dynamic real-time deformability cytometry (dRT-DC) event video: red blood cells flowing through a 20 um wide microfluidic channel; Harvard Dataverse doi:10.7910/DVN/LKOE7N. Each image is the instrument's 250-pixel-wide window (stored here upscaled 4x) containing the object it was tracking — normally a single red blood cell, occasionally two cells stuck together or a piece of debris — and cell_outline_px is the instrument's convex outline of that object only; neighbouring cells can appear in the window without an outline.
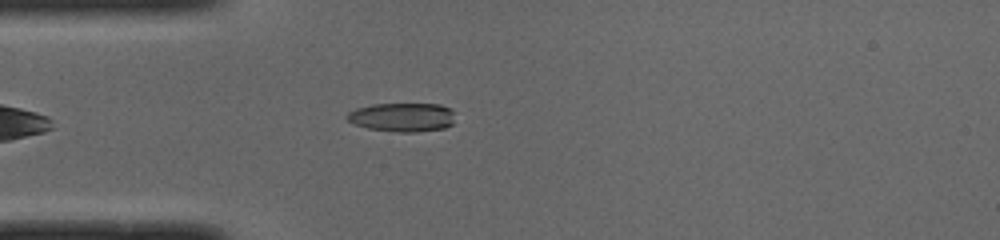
{"species": "common noctule bat (a hibernating species)", "species_latin": "Nyctalus noctula", "temperature_condition": "cold", "stored_images_in_passage": 34, "camera_frame_rate_fps": 3000, "um_per_image_px": 0.085, "animal": {"sex": "male", "body_mass_g": 19.0, "forearm_length_mm": 50.8}, "frame": {"image": 1, "passage_image": 2, "time_ms": 0.333, "image_size_px": [1000, 240], "cell_outline_px": [[452, 124], [444, 128], [416, 132], [396, 132], [368, 128], [352, 124], [344, 116], [348, 112], [356, 108], [372, 104], [440, 104], [452, 108]], "centroid_in_image_um": [34.15, 9.96], "position_along_channel_um": 50.8, "area_um2": 18.26}}
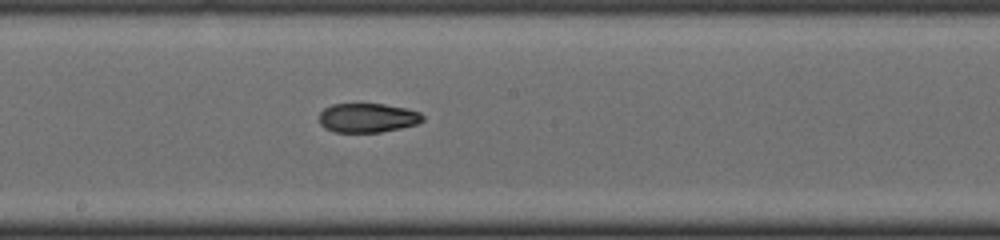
{"frame": {"image": 2, "passage_image": 15, "time_ms": 4.667, "image_size_px": [1000, 240], "cell_outline_px": [[424, 120], [416, 124], [400, 128], [380, 132], [332, 132], [324, 128], [320, 124], [320, 112], [324, 108], [332, 104], [384, 104], [404, 108], [420, 112], [424, 116]], "centroid_in_image_um": [31.23, 10.02], "position_along_channel_um": 217.0, "area_um2": 17.63}}
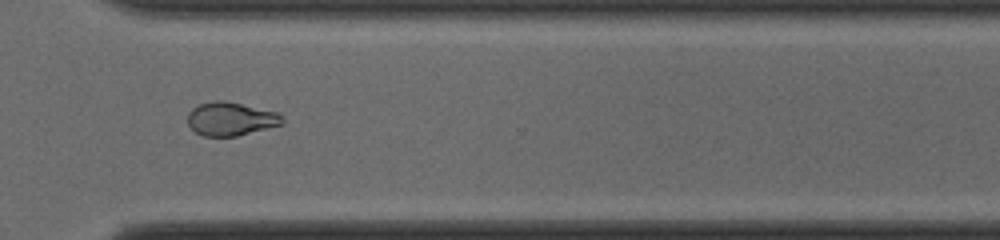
{"frame": {"image": 3, "passage_image": 25, "time_ms": 8.0, "image_size_px": [1000, 240], "cell_outline_px": [[284, 124], [236, 136], [204, 136], [196, 132], [188, 124], [188, 112], [192, 108], [200, 104], [216, 100], [224, 100], [276, 112], [284, 120]], "centroid_in_image_um": [19.6, 10.1], "position_along_channel_um": 351.0, "area_um2": 18.26}, "authors_computed_cell_mechanics": {"area_um2": 18.4382, "velocity_mm_per_s": 3.9993, "shape_relaxation_time_tau1_ms": null, "shape_relaxation_time_tau2_ms": 2.8865, "deformation_change_tau1": null, "deformation_change_tau2": 0.0894}}